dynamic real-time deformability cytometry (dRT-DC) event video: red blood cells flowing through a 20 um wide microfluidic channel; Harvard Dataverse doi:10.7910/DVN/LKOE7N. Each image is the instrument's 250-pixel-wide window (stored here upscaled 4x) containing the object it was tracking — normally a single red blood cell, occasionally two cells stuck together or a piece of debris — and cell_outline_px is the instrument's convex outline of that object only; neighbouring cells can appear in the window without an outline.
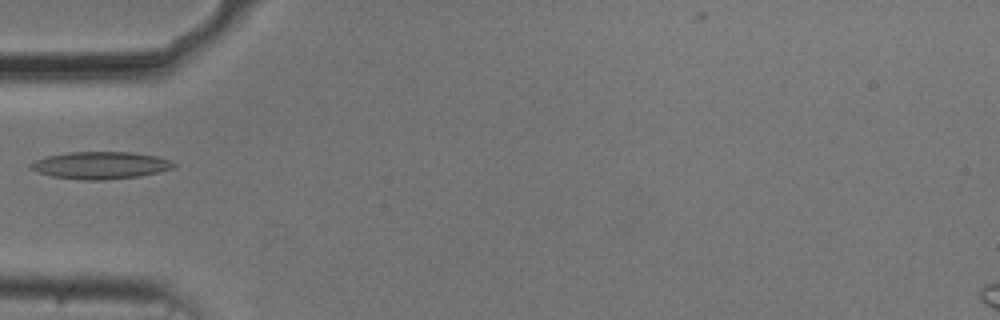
{"species": "common noctule bat (a hibernating species)", "species_latin": "Nyctalus noctula", "temperature_condition": "cold", "stored_images_in_passage": 38, "camera_frame_rate_fps": 3000, "um_per_image_px": 0.085, "animal": {"sex": "male", "body_mass_g": 20.5, "forearm_length_mm": 52.5}, "frame": {"image": 1, "passage_image": 1, "time_ms": 0.0, "image_size_px": [1000, 320], "cell_outline_px": [[176, 164], [172, 168], [160, 172], [140, 176], [104, 180], [80, 180], [52, 176], [40, 172], [32, 168], [28, 164], [36, 160], [48, 156], [68, 152], [132, 152], [156, 156], [172, 160]], "centroid_in_image_um": [8.59, 14.05], "position_along_channel_um": 76.4, "area_um2": 22.66}}
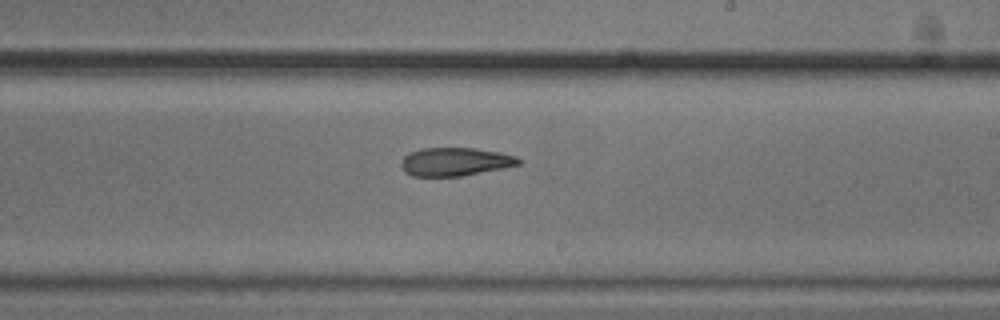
{"frame": {"image": 2, "passage_image": 15, "time_ms": 4.667, "image_size_px": [1000, 320], "cell_outline_px": [[524, 160], [520, 164], [504, 168], [460, 176], [412, 176], [404, 172], [400, 164], [404, 156], [408, 152], [420, 148], [476, 148], [500, 152], [516, 156]], "centroid_in_image_um": [38.69, 13.74], "position_along_channel_um": 250.3, "area_um2": 19.59}}
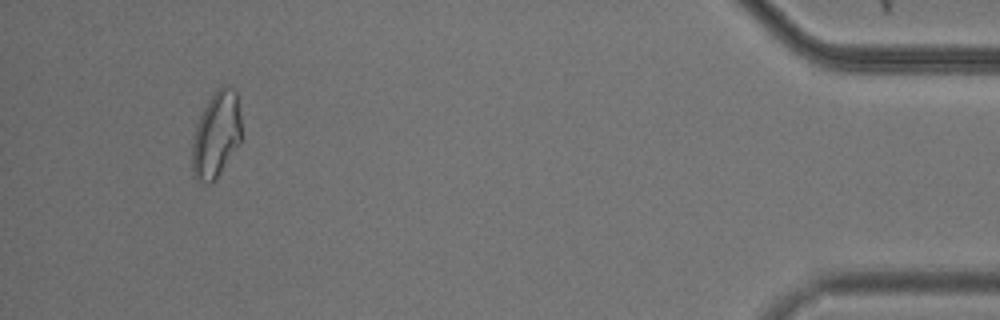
{"frame": {"image": 3, "passage_image": 34, "time_ms": 11.0, "image_size_px": [1000, 320], "cell_outline_px": [[240, 144], [216, 180], [212, 184], [208, 184], [196, 180], [192, 168], [192, 140], [196, 124], [208, 100], [216, 88], [220, 84], [224, 84], [232, 88], [236, 92], [240, 116]], "centroid_in_image_um": [18.37, 11.47], "position_along_channel_um": 416.8, "area_um2": 25.03}}